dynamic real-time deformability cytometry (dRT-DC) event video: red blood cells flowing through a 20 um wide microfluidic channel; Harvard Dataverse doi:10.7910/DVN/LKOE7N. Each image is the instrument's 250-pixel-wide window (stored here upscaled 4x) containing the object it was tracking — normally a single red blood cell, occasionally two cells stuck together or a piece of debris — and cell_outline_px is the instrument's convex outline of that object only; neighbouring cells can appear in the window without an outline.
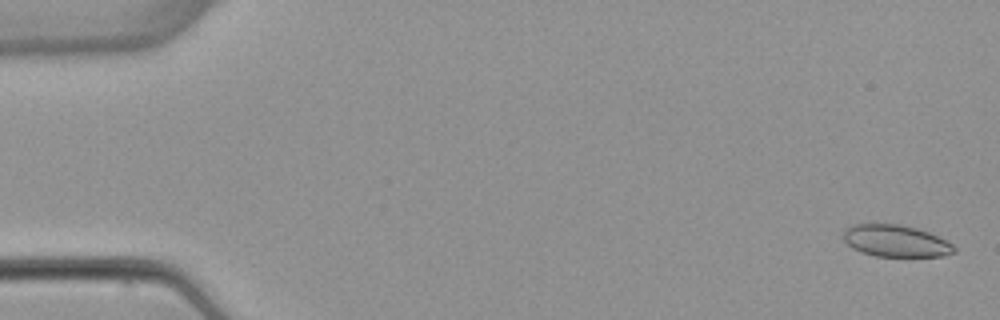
{"species": "common noctule bat (a hibernating species)", "species_latin": "Nyctalus noctula", "temperature_condition": "warm", "stored_images_in_passage": 5, "camera_frame_rate_fps": 3000, "um_per_image_px": 0.085, "animal": {"sex": "female", "body_mass_g": 22.7, "forearm_length_mm": 54.2}, "frame": {"image": 1, "passage_image": 1, "time_ms": 0.0, "image_size_px": [1000, 320], "cell_outline_px": [[956, 252], [944, 256], [876, 256], [860, 252], [852, 248], [840, 236], [844, 228], [852, 224], [900, 224], [916, 228], [928, 232], [952, 244], [956, 248]], "centroid_in_image_um": [76.08, 20.47], "position_along_channel_um": 8.9, "area_um2": 20.69}}
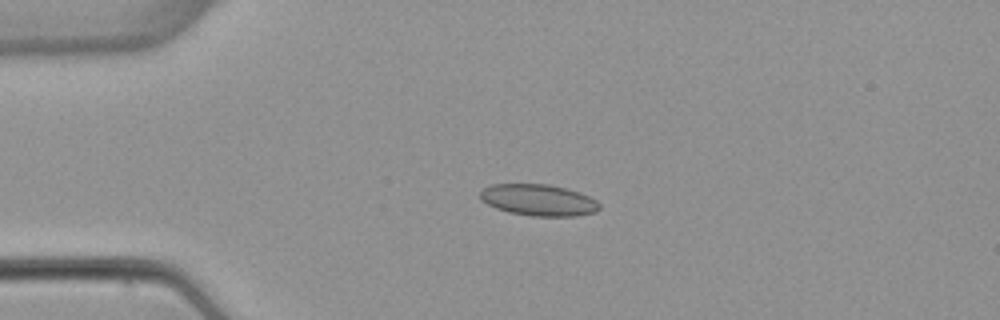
{"frame": {"image": 2, "passage_image": 4, "time_ms": 3.667, "image_size_px": [1000, 320], "cell_outline_px": [[600, 208], [596, 212], [576, 216], [532, 216], [508, 212], [496, 208], [480, 200], [480, 192], [484, 188], [492, 184], [548, 184], [580, 192], [596, 200], [600, 204]], "centroid_in_image_um": [45.78, 17.01], "position_along_channel_um": 39.2, "area_um2": 21.91}}